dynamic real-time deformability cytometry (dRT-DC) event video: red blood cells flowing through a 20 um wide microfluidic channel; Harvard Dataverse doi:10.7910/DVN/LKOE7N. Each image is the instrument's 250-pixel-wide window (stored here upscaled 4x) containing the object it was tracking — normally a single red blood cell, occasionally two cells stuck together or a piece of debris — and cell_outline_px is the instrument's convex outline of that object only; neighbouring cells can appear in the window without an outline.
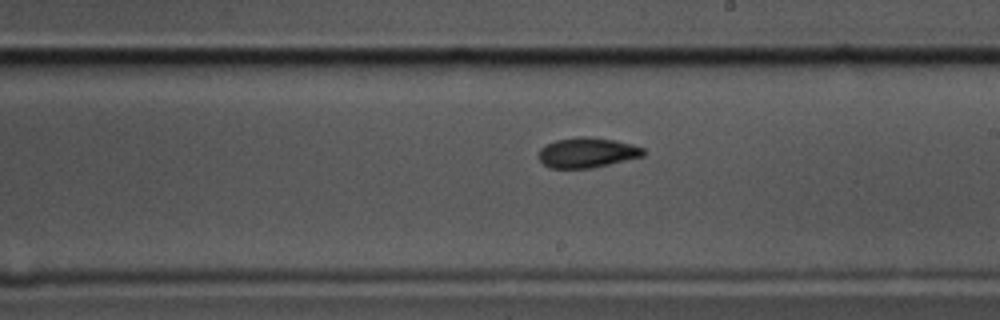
{"species": "common noctule bat (a hibernating species)", "species_latin": "Nyctalus noctula", "temperature_condition": "cold", "stored_images_in_passage": 50, "camera_frame_rate_fps": 3000, "um_per_image_px": 0.085, "animal": {"sex": "male", "body_mass_g": 17.5, "forearm_length_mm": 52.3}, "frame": {"image": 1, "passage_image": 25, "time_ms": 8.0, "image_size_px": [1000, 320], "cell_outline_px": [[644, 156], [592, 168], [548, 168], [536, 156], [540, 148], [556, 140], [576, 136], [588, 136], [616, 140], [632, 144], [644, 148]], "centroid_in_image_um": [49.89, 12.96], "position_along_channel_um": 239.1, "area_um2": 18.55}}
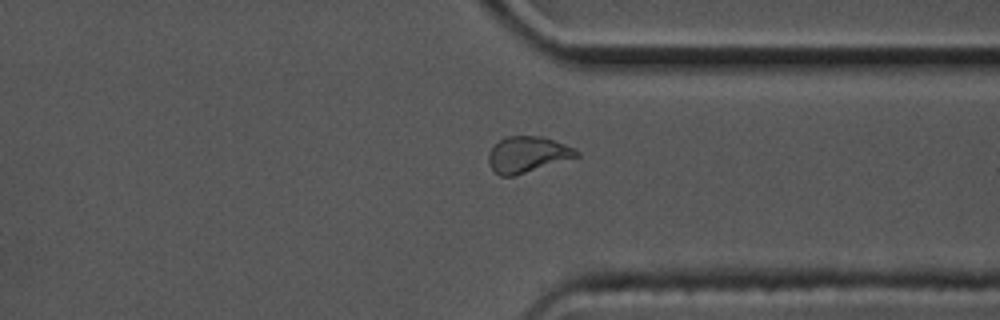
{"frame": {"image": 2, "passage_image": 36, "time_ms": 11.667, "image_size_px": [1000, 320], "cell_outline_px": [[580, 156], [516, 176], [500, 176], [492, 168], [488, 160], [488, 156], [492, 148], [500, 140], [508, 136], [544, 136], [564, 144], [580, 152]], "centroid_in_image_um": [44.86, 13.14], "position_along_channel_um": 366.5, "area_um2": 18.38}}
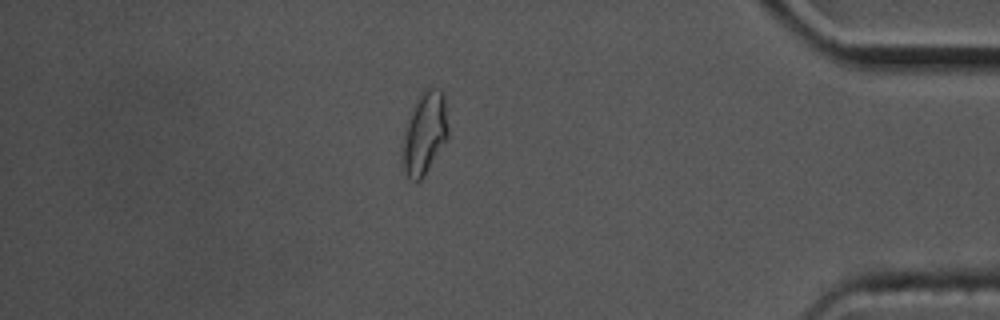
{"frame": {"image": 3, "passage_image": 42, "time_ms": 13.667, "image_size_px": [1000, 320], "cell_outline_px": [[448, 136], [424, 176], [420, 180], [412, 180], [404, 172], [400, 160], [400, 148], [412, 104], [420, 92], [424, 88], [432, 88], [444, 92], [448, 128]], "centroid_in_image_um": [36.04, 11.31], "position_along_channel_um": 399.2, "area_um2": 22.31}, "authors_computed_cell_mechanics": {"area_um2": 18.8428, "velocity_mm_per_s": 3.4843, "shape_relaxation_time_tau1_ms": 4.4045, "shape_relaxation_time_tau2_ms": 2.9756, "deformation_change_tau1": 0.1296, "deformation_change_tau2": 0.0817}}